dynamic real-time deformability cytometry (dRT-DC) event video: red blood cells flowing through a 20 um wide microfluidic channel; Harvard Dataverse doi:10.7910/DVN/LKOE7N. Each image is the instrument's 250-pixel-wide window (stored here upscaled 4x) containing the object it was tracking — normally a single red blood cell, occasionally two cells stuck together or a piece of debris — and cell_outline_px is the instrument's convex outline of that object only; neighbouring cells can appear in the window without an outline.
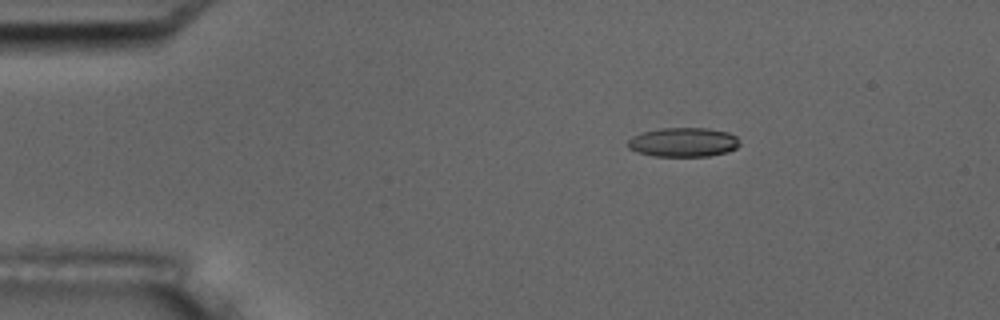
{"species": "common noctule bat (a hibernating species)", "species_latin": "Nyctalus noctula", "temperature_condition": "room temperature", "stored_images_in_passage": 5, "camera_frame_rate_fps": 3000, "um_per_image_px": 0.085, "animal": {"sex": "male", "body_mass_g": 17.5, "forearm_length_mm": 52.3}, "frame": {"image": 1, "passage_image": 3, "time_ms": 2.333, "image_size_px": [1000, 320], "cell_outline_px": [[740, 144], [736, 148], [728, 152], [708, 156], [652, 156], [636, 152], [628, 148], [628, 140], [632, 136], [640, 132], [660, 128], [708, 128], [728, 132], [736, 136]], "centroid_in_image_um": [58.06, 12.09], "position_along_channel_um": 26.9, "area_um2": 19.25}}